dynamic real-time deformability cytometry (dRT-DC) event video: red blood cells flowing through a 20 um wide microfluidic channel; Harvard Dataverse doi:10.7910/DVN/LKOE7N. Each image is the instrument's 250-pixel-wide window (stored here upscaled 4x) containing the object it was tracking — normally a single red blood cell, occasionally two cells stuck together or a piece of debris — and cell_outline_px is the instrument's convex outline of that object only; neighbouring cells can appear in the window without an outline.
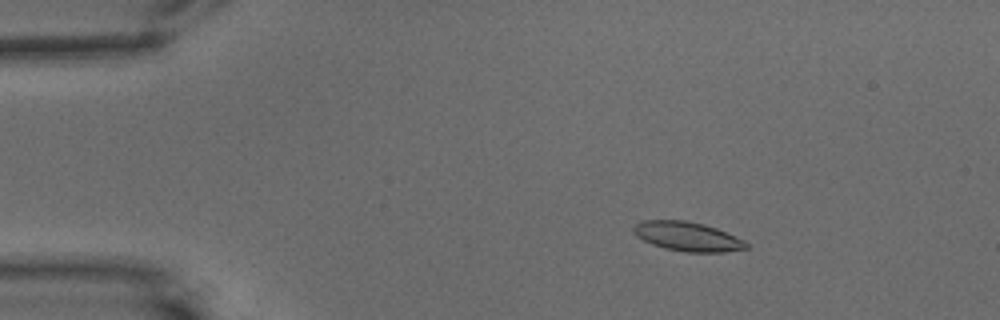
{"species": "common noctule bat (a hibernating species)", "species_latin": "Nyctalus noctula", "temperature_condition": "warm", "stored_images_in_passage": 57, "camera_frame_rate_fps": 3000, "um_per_image_px": 0.085, "animal": {"sex": "male", "body_mass_g": 15.6}, "frame": {"image": 1, "passage_image": 9, "time_ms": 2.667, "image_size_px": [1000, 320], "cell_outline_px": [[748, 248], [724, 252], [684, 252], [664, 248], [652, 244], [636, 236], [632, 232], [632, 228], [636, 224], [644, 220], [684, 220], [704, 224], [716, 228], [744, 240], [748, 244]], "centroid_in_image_um": [58.42, 20.1], "position_along_channel_um": 26.6, "area_um2": 19.19}}
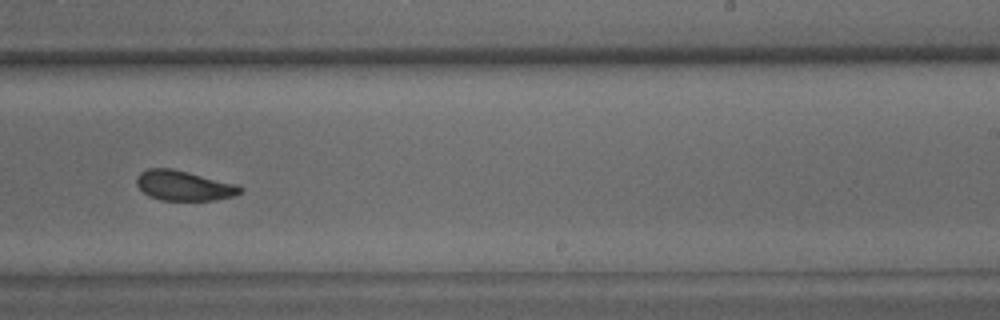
{"frame": {"image": 2, "passage_image": 36, "time_ms": 11.667, "image_size_px": [1000, 320], "cell_outline_px": [[244, 192], [232, 196], [212, 200], [160, 200], [148, 196], [136, 184], [136, 176], [140, 172], [148, 168], [172, 168], [236, 184], [244, 188]], "centroid_in_image_um": [15.61, 15.77], "position_along_channel_um": 273.4, "area_um2": 18.09}}
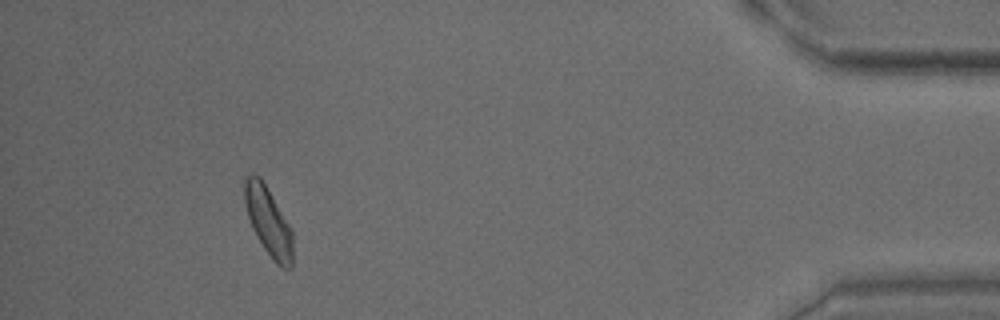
{"frame": {"image": 3, "passage_image": 53, "time_ms": 17.333, "image_size_px": [1000, 320], "cell_outline_px": [[292, 268], [280, 268], [272, 260], [256, 236], [252, 228], [248, 216], [244, 200], [244, 176], [252, 172], [260, 176], [292, 228]], "centroid_in_image_um": [22.8, 18.8], "position_along_channel_um": 412.4, "area_um2": 19.48}, "authors_computed_cell_mechanics": {"area_um2": 18.9584, "velocity_mm_per_s": 3.4997, "shape_relaxation_time_tau1_ms": 6.6546, "shape_relaxation_time_tau2_ms": 4.1907, "deformation_change_tau1": 0.1641, "deformation_change_tau2": 0.094}}